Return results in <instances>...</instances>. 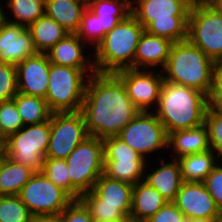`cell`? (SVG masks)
I'll use <instances>...</instances> for the list:
<instances>
[{"label": "cell", "mask_w": 222, "mask_h": 222, "mask_svg": "<svg viewBox=\"0 0 222 222\" xmlns=\"http://www.w3.org/2000/svg\"><path fill=\"white\" fill-rule=\"evenodd\" d=\"M80 112L88 135L103 140L118 136L140 110L114 73L95 72L88 77Z\"/></svg>", "instance_id": "cell-1"}, {"label": "cell", "mask_w": 222, "mask_h": 222, "mask_svg": "<svg viewBox=\"0 0 222 222\" xmlns=\"http://www.w3.org/2000/svg\"><path fill=\"white\" fill-rule=\"evenodd\" d=\"M209 97L203 92L164 81L157 108L153 111L167 134L204 124Z\"/></svg>", "instance_id": "cell-2"}, {"label": "cell", "mask_w": 222, "mask_h": 222, "mask_svg": "<svg viewBox=\"0 0 222 222\" xmlns=\"http://www.w3.org/2000/svg\"><path fill=\"white\" fill-rule=\"evenodd\" d=\"M192 0H135L131 14L153 35L171 42L187 40Z\"/></svg>", "instance_id": "cell-3"}, {"label": "cell", "mask_w": 222, "mask_h": 222, "mask_svg": "<svg viewBox=\"0 0 222 222\" xmlns=\"http://www.w3.org/2000/svg\"><path fill=\"white\" fill-rule=\"evenodd\" d=\"M145 28L130 14L96 45L93 65L96 73H116L133 68L134 58L140 37Z\"/></svg>", "instance_id": "cell-4"}, {"label": "cell", "mask_w": 222, "mask_h": 222, "mask_svg": "<svg viewBox=\"0 0 222 222\" xmlns=\"http://www.w3.org/2000/svg\"><path fill=\"white\" fill-rule=\"evenodd\" d=\"M215 62L188 40L175 42L162 70L164 81L184 85L206 94L213 88Z\"/></svg>", "instance_id": "cell-5"}, {"label": "cell", "mask_w": 222, "mask_h": 222, "mask_svg": "<svg viewBox=\"0 0 222 222\" xmlns=\"http://www.w3.org/2000/svg\"><path fill=\"white\" fill-rule=\"evenodd\" d=\"M94 68H73L50 64L48 91L45 97L52 113L81 110L88 77Z\"/></svg>", "instance_id": "cell-6"}, {"label": "cell", "mask_w": 222, "mask_h": 222, "mask_svg": "<svg viewBox=\"0 0 222 222\" xmlns=\"http://www.w3.org/2000/svg\"><path fill=\"white\" fill-rule=\"evenodd\" d=\"M71 181V197L78 200L81 194L91 191L104 173L103 140L89 136L65 159Z\"/></svg>", "instance_id": "cell-7"}, {"label": "cell", "mask_w": 222, "mask_h": 222, "mask_svg": "<svg viewBox=\"0 0 222 222\" xmlns=\"http://www.w3.org/2000/svg\"><path fill=\"white\" fill-rule=\"evenodd\" d=\"M50 139V119L23 126L2 141V153L12 161L41 172Z\"/></svg>", "instance_id": "cell-8"}, {"label": "cell", "mask_w": 222, "mask_h": 222, "mask_svg": "<svg viewBox=\"0 0 222 222\" xmlns=\"http://www.w3.org/2000/svg\"><path fill=\"white\" fill-rule=\"evenodd\" d=\"M187 40L214 62L222 60V10L206 2H193L188 19Z\"/></svg>", "instance_id": "cell-9"}, {"label": "cell", "mask_w": 222, "mask_h": 222, "mask_svg": "<svg viewBox=\"0 0 222 222\" xmlns=\"http://www.w3.org/2000/svg\"><path fill=\"white\" fill-rule=\"evenodd\" d=\"M18 196L33 216H58L74 200L42 172H35Z\"/></svg>", "instance_id": "cell-10"}, {"label": "cell", "mask_w": 222, "mask_h": 222, "mask_svg": "<svg viewBox=\"0 0 222 222\" xmlns=\"http://www.w3.org/2000/svg\"><path fill=\"white\" fill-rule=\"evenodd\" d=\"M131 149L148 161L149 154L168 149V134L154 112L140 111L118 134Z\"/></svg>", "instance_id": "cell-11"}, {"label": "cell", "mask_w": 222, "mask_h": 222, "mask_svg": "<svg viewBox=\"0 0 222 222\" xmlns=\"http://www.w3.org/2000/svg\"><path fill=\"white\" fill-rule=\"evenodd\" d=\"M104 175L110 179L135 185L144 180L147 161L119 137L103 139Z\"/></svg>", "instance_id": "cell-12"}, {"label": "cell", "mask_w": 222, "mask_h": 222, "mask_svg": "<svg viewBox=\"0 0 222 222\" xmlns=\"http://www.w3.org/2000/svg\"><path fill=\"white\" fill-rule=\"evenodd\" d=\"M87 137L89 135L85 120L80 111L52 113L50 139L45 157L66 159Z\"/></svg>", "instance_id": "cell-13"}, {"label": "cell", "mask_w": 222, "mask_h": 222, "mask_svg": "<svg viewBox=\"0 0 222 222\" xmlns=\"http://www.w3.org/2000/svg\"><path fill=\"white\" fill-rule=\"evenodd\" d=\"M125 86L130 100L140 111L153 112L157 108L163 73L160 70L127 68L114 73Z\"/></svg>", "instance_id": "cell-14"}, {"label": "cell", "mask_w": 222, "mask_h": 222, "mask_svg": "<svg viewBox=\"0 0 222 222\" xmlns=\"http://www.w3.org/2000/svg\"><path fill=\"white\" fill-rule=\"evenodd\" d=\"M133 185L102 174L91 191L80 195L84 206L118 207L126 216L131 213Z\"/></svg>", "instance_id": "cell-15"}, {"label": "cell", "mask_w": 222, "mask_h": 222, "mask_svg": "<svg viewBox=\"0 0 222 222\" xmlns=\"http://www.w3.org/2000/svg\"><path fill=\"white\" fill-rule=\"evenodd\" d=\"M174 203L185 218L216 221L222 215L203 182H183Z\"/></svg>", "instance_id": "cell-16"}, {"label": "cell", "mask_w": 222, "mask_h": 222, "mask_svg": "<svg viewBox=\"0 0 222 222\" xmlns=\"http://www.w3.org/2000/svg\"><path fill=\"white\" fill-rule=\"evenodd\" d=\"M37 53L26 26L0 20V62L17 65Z\"/></svg>", "instance_id": "cell-17"}, {"label": "cell", "mask_w": 222, "mask_h": 222, "mask_svg": "<svg viewBox=\"0 0 222 222\" xmlns=\"http://www.w3.org/2000/svg\"><path fill=\"white\" fill-rule=\"evenodd\" d=\"M50 64L46 53H37L17 64L18 92L45 98L48 91Z\"/></svg>", "instance_id": "cell-18"}, {"label": "cell", "mask_w": 222, "mask_h": 222, "mask_svg": "<svg viewBox=\"0 0 222 222\" xmlns=\"http://www.w3.org/2000/svg\"><path fill=\"white\" fill-rule=\"evenodd\" d=\"M76 33H68L59 40L46 54L52 64L73 68H94L92 50H88ZM84 51V52H83Z\"/></svg>", "instance_id": "cell-19"}, {"label": "cell", "mask_w": 222, "mask_h": 222, "mask_svg": "<svg viewBox=\"0 0 222 222\" xmlns=\"http://www.w3.org/2000/svg\"><path fill=\"white\" fill-rule=\"evenodd\" d=\"M172 44L170 40L144 30L137 46L133 69L159 70L160 68L162 71L167 63Z\"/></svg>", "instance_id": "cell-20"}, {"label": "cell", "mask_w": 222, "mask_h": 222, "mask_svg": "<svg viewBox=\"0 0 222 222\" xmlns=\"http://www.w3.org/2000/svg\"><path fill=\"white\" fill-rule=\"evenodd\" d=\"M158 160L160 166L152 167L153 170L150 169L147 161L144 181L155 188L167 202H174L183 183L180 165L177 159L171 158L169 162H164L161 158Z\"/></svg>", "instance_id": "cell-21"}, {"label": "cell", "mask_w": 222, "mask_h": 222, "mask_svg": "<svg viewBox=\"0 0 222 222\" xmlns=\"http://www.w3.org/2000/svg\"><path fill=\"white\" fill-rule=\"evenodd\" d=\"M169 156L178 159L182 156L201 153L210 148L208 128L205 124L186 130H178L168 135Z\"/></svg>", "instance_id": "cell-22"}, {"label": "cell", "mask_w": 222, "mask_h": 222, "mask_svg": "<svg viewBox=\"0 0 222 222\" xmlns=\"http://www.w3.org/2000/svg\"><path fill=\"white\" fill-rule=\"evenodd\" d=\"M166 203V199L155 188L141 180L133 185L130 215L137 222H145Z\"/></svg>", "instance_id": "cell-23"}, {"label": "cell", "mask_w": 222, "mask_h": 222, "mask_svg": "<svg viewBox=\"0 0 222 222\" xmlns=\"http://www.w3.org/2000/svg\"><path fill=\"white\" fill-rule=\"evenodd\" d=\"M86 8L87 0H45V14L68 33L78 31Z\"/></svg>", "instance_id": "cell-24"}, {"label": "cell", "mask_w": 222, "mask_h": 222, "mask_svg": "<svg viewBox=\"0 0 222 222\" xmlns=\"http://www.w3.org/2000/svg\"><path fill=\"white\" fill-rule=\"evenodd\" d=\"M35 172L0 152V195H18Z\"/></svg>", "instance_id": "cell-25"}, {"label": "cell", "mask_w": 222, "mask_h": 222, "mask_svg": "<svg viewBox=\"0 0 222 222\" xmlns=\"http://www.w3.org/2000/svg\"><path fill=\"white\" fill-rule=\"evenodd\" d=\"M177 160L183 182H204L220 162L216 153L211 149L201 153L185 155Z\"/></svg>", "instance_id": "cell-26"}, {"label": "cell", "mask_w": 222, "mask_h": 222, "mask_svg": "<svg viewBox=\"0 0 222 222\" xmlns=\"http://www.w3.org/2000/svg\"><path fill=\"white\" fill-rule=\"evenodd\" d=\"M27 29L30 31L36 51L46 53L68 32L55 20L46 14L31 23Z\"/></svg>", "instance_id": "cell-27"}, {"label": "cell", "mask_w": 222, "mask_h": 222, "mask_svg": "<svg viewBox=\"0 0 222 222\" xmlns=\"http://www.w3.org/2000/svg\"><path fill=\"white\" fill-rule=\"evenodd\" d=\"M87 8L100 17L105 32L131 14V4L127 0H87Z\"/></svg>", "instance_id": "cell-28"}, {"label": "cell", "mask_w": 222, "mask_h": 222, "mask_svg": "<svg viewBox=\"0 0 222 222\" xmlns=\"http://www.w3.org/2000/svg\"><path fill=\"white\" fill-rule=\"evenodd\" d=\"M24 126L48 121L52 112L45 98L17 93L13 98Z\"/></svg>", "instance_id": "cell-29"}, {"label": "cell", "mask_w": 222, "mask_h": 222, "mask_svg": "<svg viewBox=\"0 0 222 222\" xmlns=\"http://www.w3.org/2000/svg\"><path fill=\"white\" fill-rule=\"evenodd\" d=\"M3 7H8L13 13L9 17L7 12L3 11V20L17 25L28 27L39 17L45 14V0H6ZM8 16V17H7Z\"/></svg>", "instance_id": "cell-30"}, {"label": "cell", "mask_w": 222, "mask_h": 222, "mask_svg": "<svg viewBox=\"0 0 222 222\" xmlns=\"http://www.w3.org/2000/svg\"><path fill=\"white\" fill-rule=\"evenodd\" d=\"M32 218L18 195H0V222H31Z\"/></svg>", "instance_id": "cell-31"}, {"label": "cell", "mask_w": 222, "mask_h": 222, "mask_svg": "<svg viewBox=\"0 0 222 222\" xmlns=\"http://www.w3.org/2000/svg\"><path fill=\"white\" fill-rule=\"evenodd\" d=\"M106 32L101 28L100 17L92 13L88 8L82 15L80 26L76 35L88 45V49L96 45L105 37ZM90 46V47H89Z\"/></svg>", "instance_id": "cell-32"}, {"label": "cell", "mask_w": 222, "mask_h": 222, "mask_svg": "<svg viewBox=\"0 0 222 222\" xmlns=\"http://www.w3.org/2000/svg\"><path fill=\"white\" fill-rule=\"evenodd\" d=\"M41 172L55 185L71 196V181L65 159L45 157Z\"/></svg>", "instance_id": "cell-33"}, {"label": "cell", "mask_w": 222, "mask_h": 222, "mask_svg": "<svg viewBox=\"0 0 222 222\" xmlns=\"http://www.w3.org/2000/svg\"><path fill=\"white\" fill-rule=\"evenodd\" d=\"M24 126L13 99L0 102V139L18 132Z\"/></svg>", "instance_id": "cell-34"}, {"label": "cell", "mask_w": 222, "mask_h": 222, "mask_svg": "<svg viewBox=\"0 0 222 222\" xmlns=\"http://www.w3.org/2000/svg\"><path fill=\"white\" fill-rule=\"evenodd\" d=\"M204 124L208 128L209 145L220 163L222 161V110L208 106Z\"/></svg>", "instance_id": "cell-35"}, {"label": "cell", "mask_w": 222, "mask_h": 222, "mask_svg": "<svg viewBox=\"0 0 222 222\" xmlns=\"http://www.w3.org/2000/svg\"><path fill=\"white\" fill-rule=\"evenodd\" d=\"M17 93L16 65L0 62V102L13 99Z\"/></svg>", "instance_id": "cell-36"}, {"label": "cell", "mask_w": 222, "mask_h": 222, "mask_svg": "<svg viewBox=\"0 0 222 222\" xmlns=\"http://www.w3.org/2000/svg\"><path fill=\"white\" fill-rule=\"evenodd\" d=\"M222 164V162H221ZM220 162L204 180V184L222 213V165Z\"/></svg>", "instance_id": "cell-37"}, {"label": "cell", "mask_w": 222, "mask_h": 222, "mask_svg": "<svg viewBox=\"0 0 222 222\" xmlns=\"http://www.w3.org/2000/svg\"><path fill=\"white\" fill-rule=\"evenodd\" d=\"M58 216L60 222H94L88 210L79 200H73Z\"/></svg>", "instance_id": "cell-38"}, {"label": "cell", "mask_w": 222, "mask_h": 222, "mask_svg": "<svg viewBox=\"0 0 222 222\" xmlns=\"http://www.w3.org/2000/svg\"><path fill=\"white\" fill-rule=\"evenodd\" d=\"M94 222H112L126 215L118 207L85 206Z\"/></svg>", "instance_id": "cell-39"}, {"label": "cell", "mask_w": 222, "mask_h": 222, "mask_svg": "<svg viewBox=\"0 0 222 222\" xmlns=\"http://www.w3.org/2000/svg\"><path fill=\"white\" fill-rule=\"evenodd\" d=\"M184 218V214L177 208L174 202H167L145 222H181Z\"/></svg>", "instance_id": "cell-40"}, {"label": "cell", "mask_w": 222, "mask_h": 222, "mask_svg": "<svg viewBox=\"0 0 222 222\" xmlns=\"http://www.w3.org/2000/svg\"><path fill=\"white\" fill-rule=\"evenodd\" d=\"M209 105L222 110V60L215 62L213 88L209 96Z\"/></svg>", "instance_id": "cell-41"}, {"label": "cell", "mask_w": 222, "mask_h": 222, "mask_svg": "<svg viewBox=\"0 0 222 222\" xmlns=\"http://www.w3.org/2000/svg\"><path fill=\"white\" fill-rule=\"evenodd\" d=\"M31 222H60L59 216H33Z\"/></svg>", "instance_id": "cell-42"}, {"label": "cell", "mask_w": 222, "mask_h": 222, "mask_svg": "<svg viewBox=\"0 0 222 222\" xmlns=\"http://www.w3.org/2000/svg\"><path fill=\"white\" fill-rule=\"evenodd\" d=\"M205 2L214 9L222 10V0H205Z\"/></svg>", "instance_id": "cell-43"}, {"label": "cell", "mask_w": 222, "mask_h": 222, "mask_svg": "<svg viewBox=\"0 0 222 222\" xmlns=\"http://www.w3.org/2000/svg\"><path fill=\"white\" fill-rule=\"evenodd\" d=\"M181 222H215L214 220H205L198 218H184Z\"/></svg>", "instance_id": "cell-44"}, {"label": "cell", "mask_w": 222, "mask_h": 222, "mask_svg": "<svg viewBox=\"0 0 222 222\" xmlns=\"http://www.w3.org/2000/svg\"><path fill=\"white\" fill-rule=\"evenodd\" d=\"M112 222H137V221L131 215H128L121 219L114 220Z\"/></svg>", "instance_id": "cell-45"}, {"label": "cell", "mask_w": 222, "mask_h": 222, "mask_svg": "<svg viewBox=\"0 0 222 222\" xmlns=\"http://www.w3.org/2000/svg\"><path fill=\"white\" fill-rule=\"evenodd\" d=\"M5 10V8L3 7V5H1V0H0V20L3 19V11Z\"/></svg>", "instance_id": "cell-46"}, {"label": "cell", "mask_w": 222, "mask_h": 222, "mask_svg": "<svg viewBox=\"0 0 222 222\" xmlns=\"http://www.w3.org/2000/svg\"><path fill=\"white\" fill-rule=\"evenodd\" d=\"M215 222H222V215Z\"/></svg>", "instance_id": "cell-47"}, {"label": "cell", "mask_w": 222, "mask_h": 222, "mask_svg": "<svg viewBox=\"0 0 222 222\" xmlns=\"http://www.w3.org/2000/svg\"><path fill=\"white\" fill-rule=\"evenodd\" d=\"M193 2H205V0H192Z\"/></svg>", "instance_id": "cell-48"}, {"label": "cell", "mask_w": 222, "mask_h": 222, "mask_svg": "<svg viewBox=\"0 0 222 222\" xmlns=\"http://www.w3.org/2000/svg\"><path fill=\"white\" fill-rule=\"evenodd\" d=\"M130 4H132L135 0H127Z\"/></svg>", "instance_id": "cell-49"}]
</instances>
